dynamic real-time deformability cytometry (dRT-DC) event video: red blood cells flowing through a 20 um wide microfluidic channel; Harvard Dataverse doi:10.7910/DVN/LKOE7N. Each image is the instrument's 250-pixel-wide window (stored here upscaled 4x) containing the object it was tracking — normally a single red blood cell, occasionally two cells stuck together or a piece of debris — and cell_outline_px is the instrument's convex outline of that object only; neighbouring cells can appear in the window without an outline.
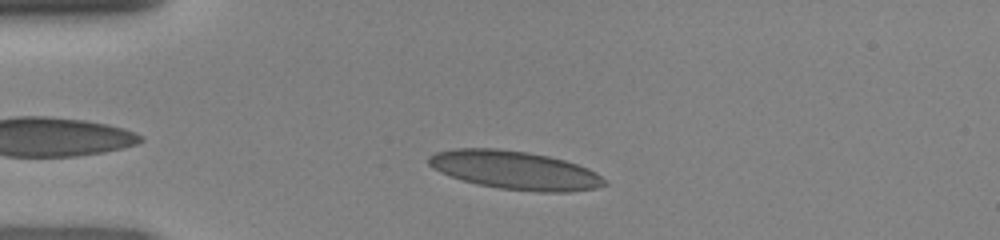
{"species": "human", "species_latin": "Homo sapiens", "temperature_condition": "room temperature", "stored_images_in_passage": 37, "camera_frame_rate_fps": 3000, "um_per_image_px": 0.085, "donor": {"sex": "female"}, "frame": {"image": 1, "passage_image": 6, "time_ms": 1.667, "image_size_px": [1000, 240], "cell_outline_px": [[608, 184], [596, 188], [568, 192], [540, 192], [500, 188], [476, 184], [440, 172], [432, 168], [428, 164], [428, 156], [436, 152], [456, 148], [496, 148], [528, 152], [548, 156], [564, 160], [588, 168], [596, 172]], "centroid_in_image_um": [43.76, 14.46], "position_along_channel_um": 41.2, "area_um2": 39.25}}
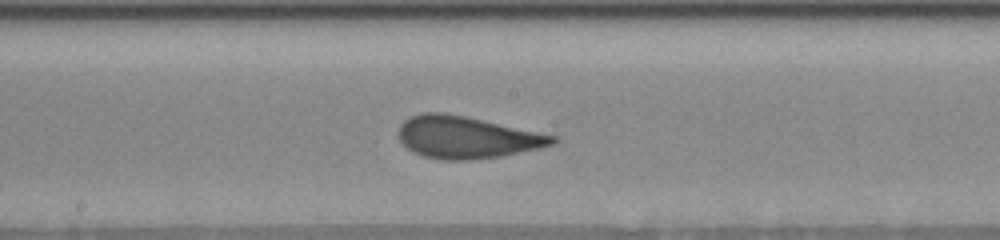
{"frame": {"image": 2, "passage_image": 20, "time_ms": 6.333, "image_size_px": [1000, 240], "cell_outline_px": [[556, 140], [552, 144], [540, 148], [500, 156], [468, 160], [444, 160], [424, 156], [412, 152], [400, 140], [400, 124], [404, 120], [420, 112], [444, 112], [464, 116], [556, 136]], "centroid_in_image_um": [39.63, 11.67], "position_along_channel_um": 208.6, "area_um2": 37.22}}
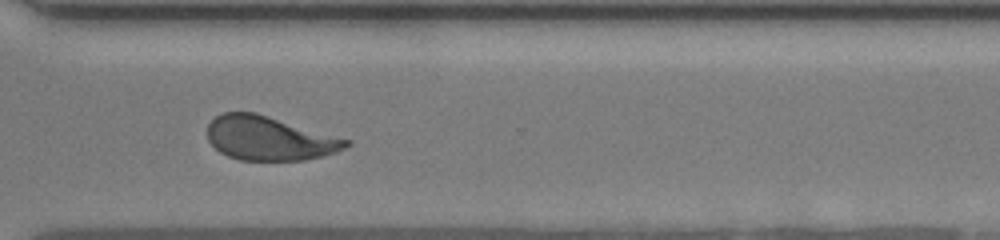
{"frame": {"image": 3, "passage_image": 30, "time_ms": 9.667, "image_size_px": [1000, 240], "cell_outline_px": [[352, 144], [336, 152], [304, 160], [240, 160], [228, 156], [220, 152], [208, 140], [208, 124], [216, 116], [224, 112], [256, 112], [352, 140]], "centroid_in_image_um": [22.91, 11.75], "position_along_channel_um": 347.7, "area_um2": 35.6}}